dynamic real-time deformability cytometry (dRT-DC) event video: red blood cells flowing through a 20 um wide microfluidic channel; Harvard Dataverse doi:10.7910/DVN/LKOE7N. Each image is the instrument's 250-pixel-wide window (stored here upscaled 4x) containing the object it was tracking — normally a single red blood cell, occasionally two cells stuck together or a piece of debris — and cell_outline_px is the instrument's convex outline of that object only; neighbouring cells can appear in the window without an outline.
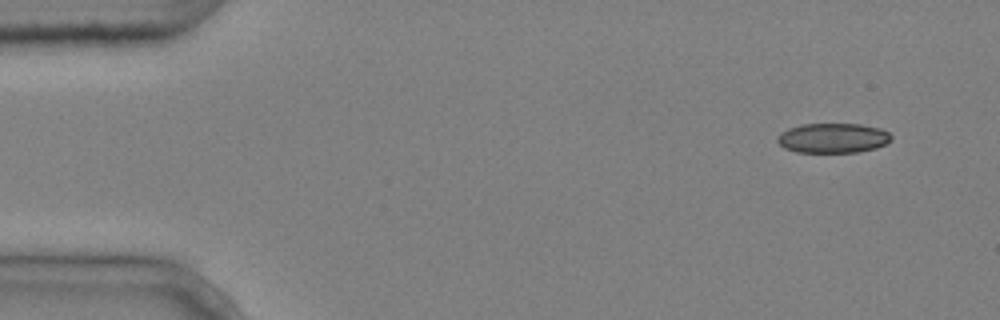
{"species": "common noctule bat (a hibernating species)", "species_latin": "Nyctalus noctula", "temperature_condition": "cold", "stored_images_in_passage": 7, "camera_frame_rate_fps": 3000, "um_per_image_px": 0.085, "animal": {"sex": "male", "body_mass_g": 20.4}, "frame": {"image": 1, "passage_image": 1, "time_ms": 0.0, "image_size_px": [1000, 320], "cell_outline_px": [[892, 140], [876, 148], [856, 152], [796, 152], [784, 148], [776, 140], [780, 132], [788, 128], [800, 124], [860, 124], [880, 128], [888, 132], [892, 136]], "centroid_in_image_um": [70.78, 11.73], "position_along_channel_um": 14.2, "area_um2": 19.83}}
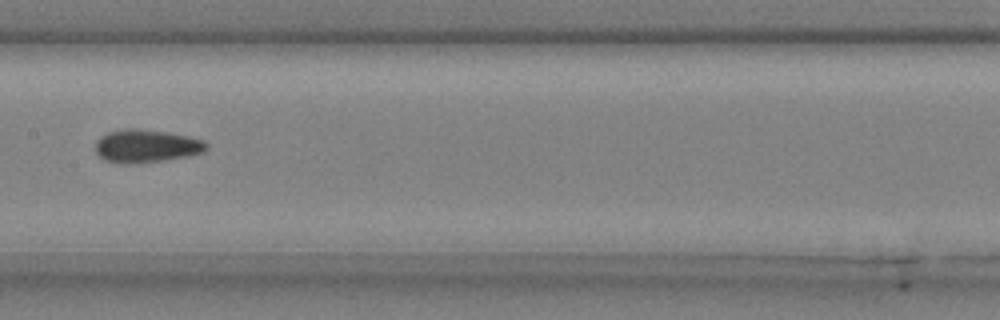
{"frame": {"image": 2, "passage_image": 7, "time_ms": 2.0, "image_size_px": [1000, 320], "cell_outline_px": [[208, 148], [204, 152], [188, 156], [164, 160], [132, 164], [120, 164], [104, 160], [96, 152], [96, 140], [100, 136], [108, 132], [124, 128], [136, 128], [164, 132], [188, 136], [204, 140], [208, 144]], "centroid_in_image_um": [12.42, 12.42], "position_along_channel_um": 195.0, "area_um2": 21.5}}